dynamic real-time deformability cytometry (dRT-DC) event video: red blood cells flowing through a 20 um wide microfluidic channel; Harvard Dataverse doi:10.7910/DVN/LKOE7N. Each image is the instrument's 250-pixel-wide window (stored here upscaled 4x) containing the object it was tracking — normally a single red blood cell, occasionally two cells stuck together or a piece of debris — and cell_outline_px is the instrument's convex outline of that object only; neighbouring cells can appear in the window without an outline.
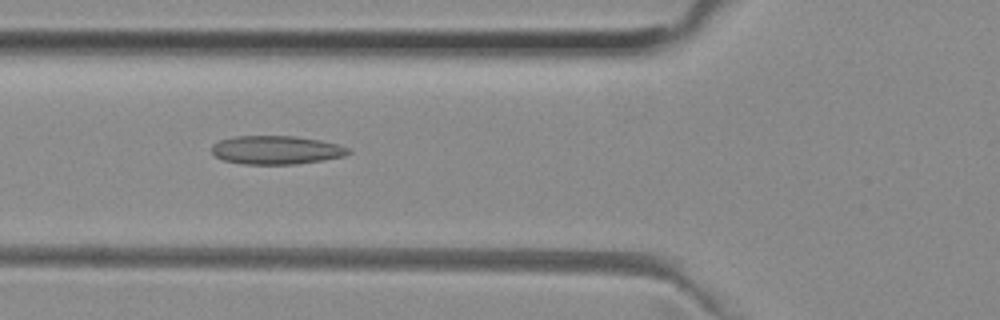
{"species": "common noctule bat (a hibernating species)", "species_latin": "Nyctalus noctula", "temperature_condition": "room temperature", "stored_images_in_passage": 19, "camera_frame_rate_fps": 3000, "um_per_image_px": 0.085, "animal": {"sex": "female", "body_mass_g": 29.2, "forearm_length_mm": 56.3}, "frame": {"image": 1, "passage_image": 7, "time_ms": 2.0, "image_size_px": [1000, 320], "cell_outline_px": [[352, 152], [344, 156], [324, 160], [296, 164], [244, 164], [224, 160], [216, 156], [212, 152], [212, 144], [220, 140], [236, 136], [296, 136], [320, 140], [340, 144], [348, 148]], "centroid_in_image_um": [23.52, 12.75], "position_along_channel_um": 102.3, "area_um2": 22.77}}
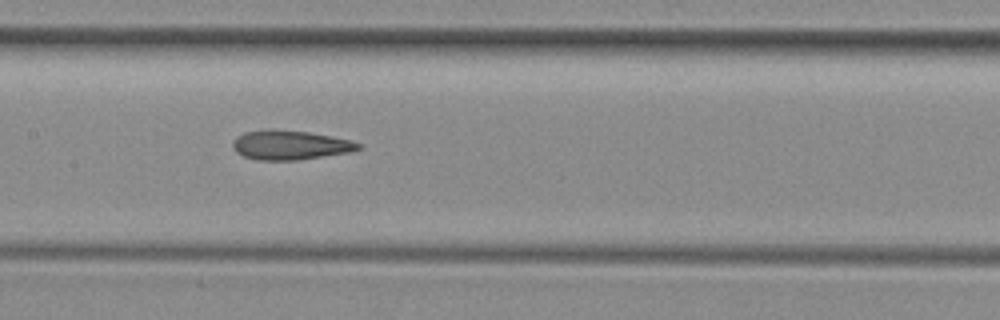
{"frame": {"image": 2, "passage_image": 13, "time_ms": 4.0, "image_size_px": [1000, 320], "cell_outline_px": [[364, 148], [352, 152], [296, 160], [256, 160], [244, 156], [236, 152], [232, 148], [232, 140], [236, 136], [244, 132], [268, 128], [272, 128], [308, 132], [332, 136], [352, 140], [360, 144]], "centroid_in_image_um": [24.65, 12.31], "position_along_channel_um": 182.8, "area_um2": 21.91}}
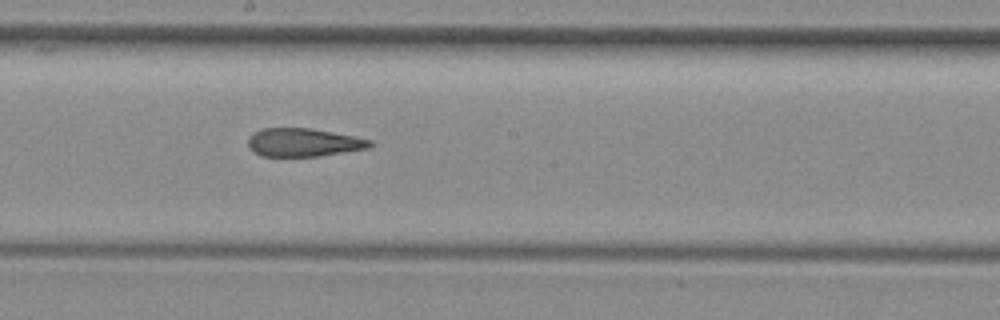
{"frame": {"image": 3, "passage_image": 16, "time_ms": 5.0, "image_size_px": [1000, 320], "cell_outline_px": [[372, 144], [368, 148], [320, 156], [260, 156], [252, 152], [248, 144], [248, 136], [264, 128], [312, 128], [372, 140]], "centroid_in_image_um": [25.76, 12.11], "position_along_channel_um": 222.4, "area_um2": 20.0}}